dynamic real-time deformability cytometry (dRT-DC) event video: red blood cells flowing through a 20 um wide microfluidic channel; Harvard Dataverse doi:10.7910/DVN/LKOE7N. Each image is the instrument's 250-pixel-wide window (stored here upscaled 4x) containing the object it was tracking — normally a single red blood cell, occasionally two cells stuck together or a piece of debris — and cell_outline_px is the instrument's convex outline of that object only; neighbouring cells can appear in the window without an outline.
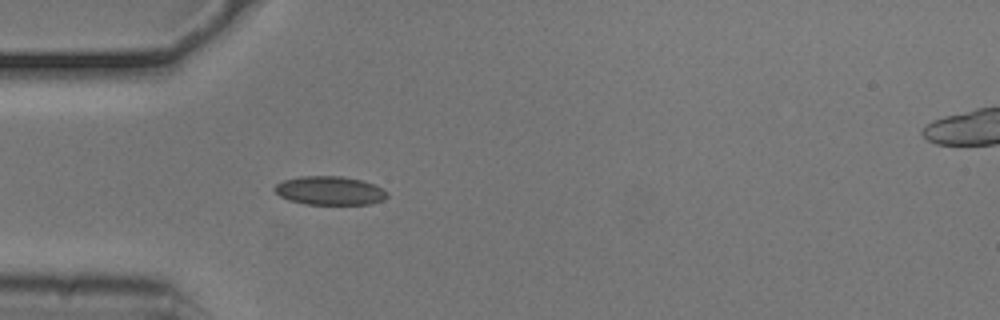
{"species": "common noctule bat (a hibernating species)", "species_latin": "Nyctalus noctula", "temperature_condition": "cold", "stored_images_in_passage": 53, "camera_frame_rate_fps": 3000, "um_per_image_px": 0.085, "animal": {"sex": "male", "body_mass_g": 20.5, "forearm_length_mm": 52.5}, "frame": {"image": 1, "passage_image": 15, "time_ms": 4.667, "image_size_px": [1000, 320], "cell_outline_px": [[388, 196], [384, 200], [368, 204], [304, 204], [288, 200], [280, 196], [272, 188], [276, 184], [284, 180], [300, 176], [340, 176], [360, 180], [384, 188], [388, 192]], "centroid_in_image_um": [28.02, 16.21], "position_along_channel_um": 57.0, "area_um2": 18.84}}
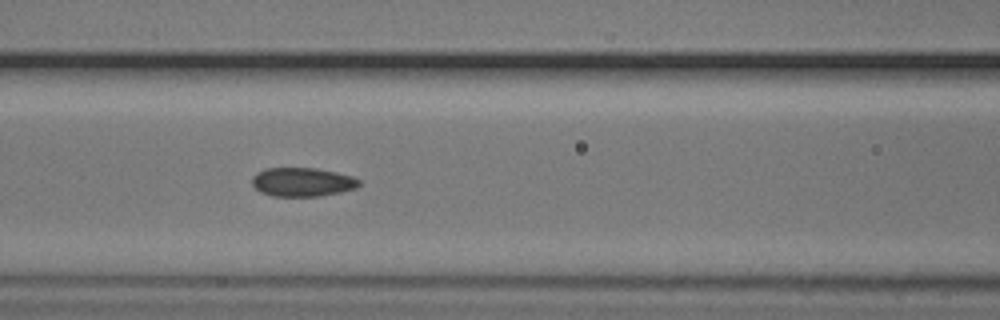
{"frame": {"image": 2, "passage_image": 22, "time_ms": 7.0, "image_size_px": [1000, 320], "cell_outline_px": [[360, 184], [356, 188], [340, 192], [316, 196], [272, 196], [260, 192], [252, 184], [252, 176], [256, 172], [264, 168], [316, 168], [336, 172], [352, 176], [360, 180]], "centroid_in_image_um": [25.67, 15.46], "position_along_channel_um": 140.9, "area_um2": 18.03}}
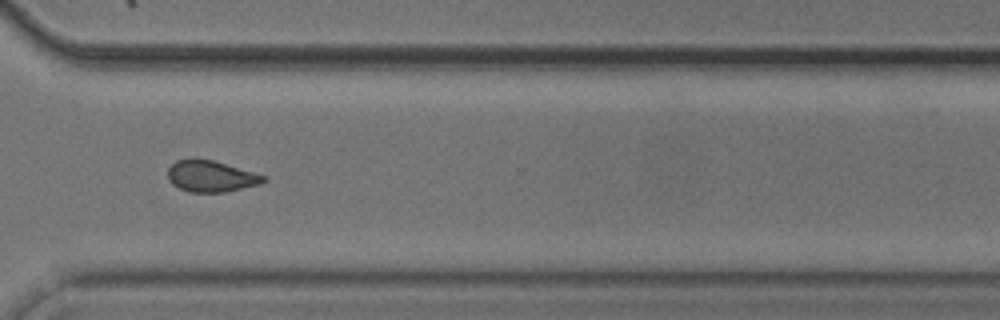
{"frame": {"image": 3, "passage_image": 39, "time_ms": 12.667, "image_size_px": [1000, 320], "cell_outline_px": [[268, 180], [260, 184], [224, 192], [188, 192], [172, 184], [168, 180], [168, 168], [176, 160], [212, 160], [268, 176]], "centroid_in_image_um": [17.96, 15.0], "position_along_channel_um": 352.6, "area_um2": 17.28}, "authors_computed_cell_mechanics": {"area_um2": 18.0914, "velocity_mm_per_s": 3.7455, "shape_relaxation_time_tau1_ms": 3.6972, "shape_relaxation_time_tau2_ms": 2.7492, "deformation_change_tau1": 0.0741, "deformation_change_tau2": 0.0722}}